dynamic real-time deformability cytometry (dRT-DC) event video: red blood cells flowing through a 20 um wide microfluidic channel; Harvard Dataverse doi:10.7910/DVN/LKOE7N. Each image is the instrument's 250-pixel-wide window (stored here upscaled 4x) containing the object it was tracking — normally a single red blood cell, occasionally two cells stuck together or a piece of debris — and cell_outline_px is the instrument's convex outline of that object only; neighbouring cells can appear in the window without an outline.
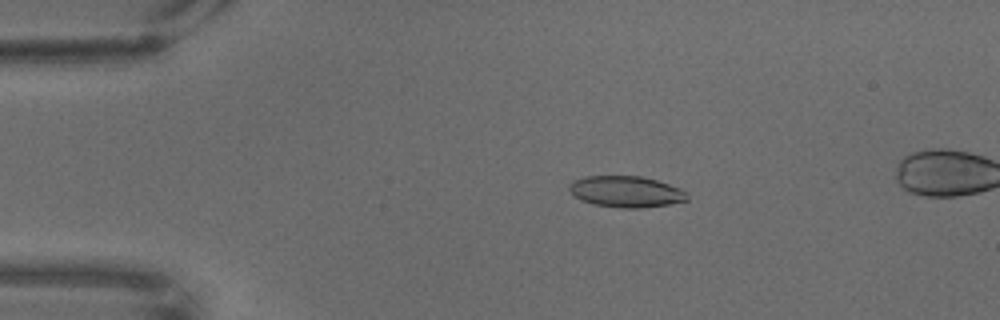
{"species": "common noctule bat (a hibernating species)", "species_latin": "Nyctalus noctula", "temperature_condition": "warm", "stored_images_in_passage": 67, "camera_frame_rate_fps": 3000, "um_per_image_px": 0.085, "animal": {"sex": "male", "body_mass_g": 18.8}, "frame": {"image": 1, "passage_image": 14, "time_ms": 4.333, "image_size_px": [1000, 320], "cell_outline_px": [[688, 200], [668, 204], [640, 208], [620, 208], [592, 204], [580, 200], [572, 196], [568, 188], [568, 184], [584, 176], [640, 176], [656, 180], [680, 188], [688, 196]], "centroid_in_image_um": [53.15, 16.29], "position_along_channel_um": 31.8, "area_um2": 21.5}}
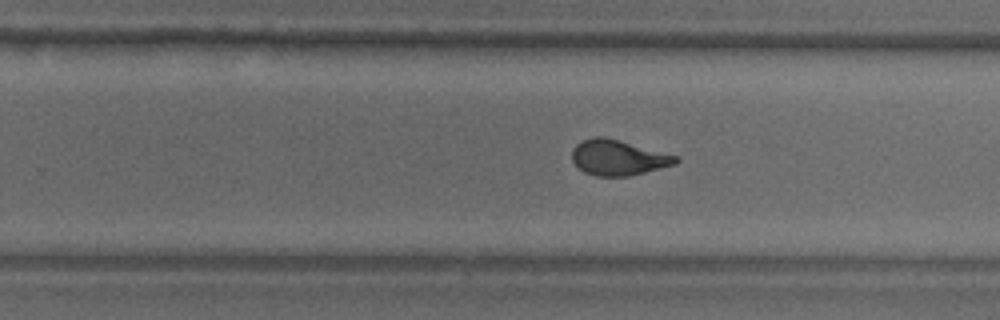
{"frame": {"image": 2, "passage_image": 44, "time_ms": 14.333, "image_size_px": [1000, 320], "cell_outline_px": [[680, 160], [676, 164], [628, 176], [596, 176], [584, 172], [572, 160], [572, 148], [580, 140], [592, 136], [604, 136], [620, 140], [680, 156]], "centroid_in_image_um": [52.55, 13.37], "position_along_channel_um": 277.3, "area_um2": 21.62}}
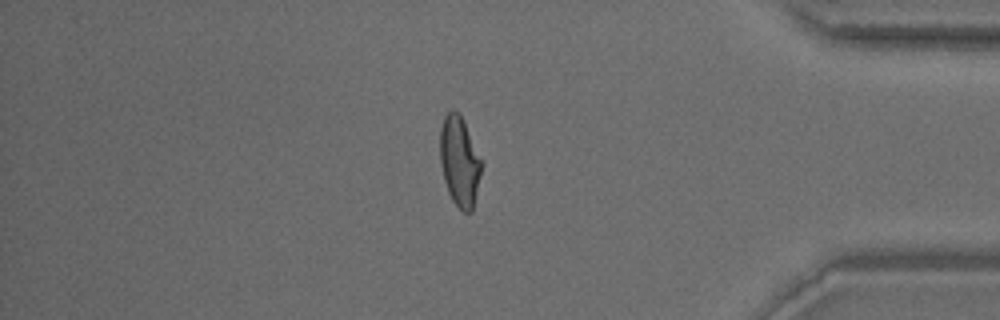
{"frame": {"image": 3, "passage_image": 59, "time_ms": 19.333, "image_size_px": [1000, 320], "cell_outline_px": [[484, 164], [472, 212], [464, 212], [452, 200], [448, 192], [444, 180], [440, 160], [440, 128], [444, 116], [452, 108], [460, 112]], "centroid_in_image_um": [39.08, 13.68], "position_along_channel_um": 396.1, "area_um2": 22.08}}